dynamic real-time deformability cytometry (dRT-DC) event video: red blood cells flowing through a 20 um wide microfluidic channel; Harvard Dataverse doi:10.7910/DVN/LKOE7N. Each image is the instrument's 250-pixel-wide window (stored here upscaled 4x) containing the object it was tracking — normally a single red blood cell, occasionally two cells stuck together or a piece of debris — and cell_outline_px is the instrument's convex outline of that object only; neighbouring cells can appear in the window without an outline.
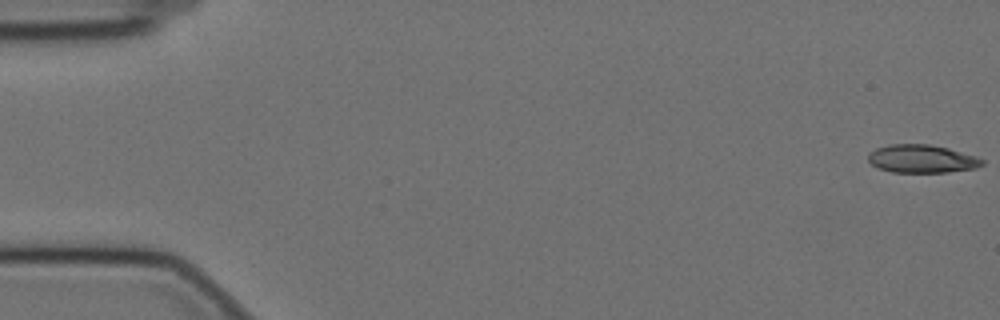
{"species": "Egyptian fruit bat (a non-hibernating species)", "species_latin": "Rousettus aegyptiacus", "temperature_condition": "cold", "stored_images_in_passage": 58, "camera_frame_rate_fps": 3000, "um_per_image_px": 0.085, "animal": {"sex": "female"}, "frame": {"image": 1, "passage_image": 1, "time_ms": 0.0, "image_size_px": [1000, 320], "cell_outline_px": [[984, 164], [976, 168], [948, 172], [892, 172], [880, 168], [872, 164], [868, 160], [868, 152], [876, 148], [888, 144], [928, 144], [948, 148], [976, 156], [984, 160]], "centroid_in_image_um": [78.36, 13.49], "position_along_channel_um": 6.6, "area_um2": 18.67}}
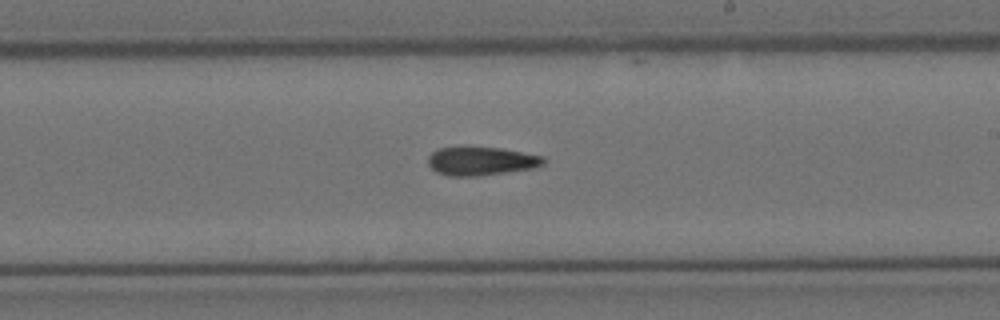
{"frame": {"image": 2, "passage_image": 34, "time_ms": 11.0, "image_size_px": [1000, 320], "cell_outline_px": [[548, 160], [544, 164], [536, 168], [480, 176], [448, 176], [436, 172], [428, 164], [428, 156], [432, 152], [440, 148], [500, 148], [544, 156]], "centroid_in_image_um": [40.95, 13.71], "position_along_channel_um": 248.1, "area_um2": 19.19}}
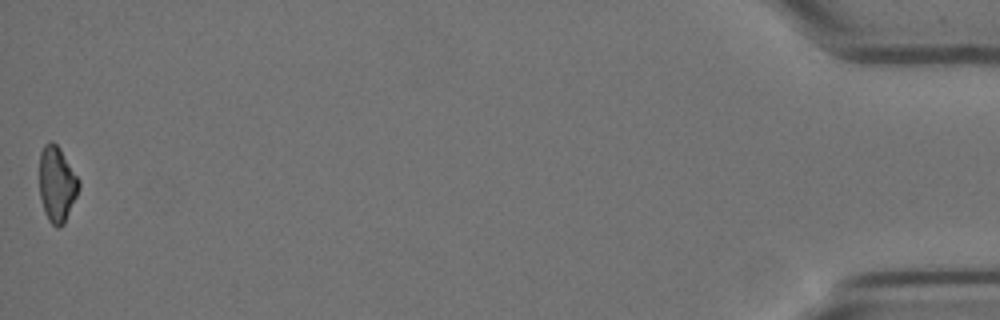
{"frame": {"image": 3, "passage_image": 58, "time_ms": 19.0, "image_size_px": [1000, 320], "cell_outline_px": [[80, 184], [76, 196], [64, 224], [60, 228], [56, 228], [48, 220], [44, 212], [40, 196], [40, 152], [44, 144], [48, 140], [52, 140], [60, 148], [80, 180]], "centroid_in_image_um": [4.83, 15.64], "position_along_channel_um": 430.4, "area_um2": 17.46}}